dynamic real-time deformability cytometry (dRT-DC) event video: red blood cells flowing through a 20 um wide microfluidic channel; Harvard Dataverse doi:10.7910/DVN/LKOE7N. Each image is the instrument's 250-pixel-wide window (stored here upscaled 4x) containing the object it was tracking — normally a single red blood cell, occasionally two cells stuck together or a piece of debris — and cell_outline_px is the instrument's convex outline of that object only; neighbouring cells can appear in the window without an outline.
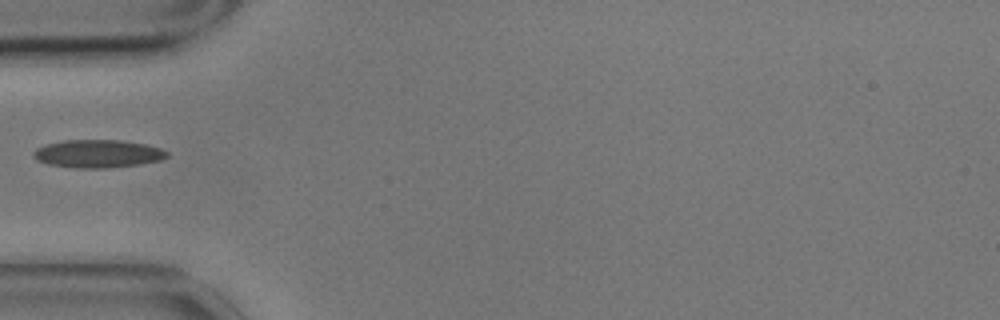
{"species": "common noctule bat (a hibernating species)", "species_latin": "Nyctalus noctula", "temperature_condition": "cold", "stored_images_in_passage": 40, "camera_frame_rate_fps": 3000, "um_per_image_px": 0.085, "animal": {"sex": "male", "body_mass_g": 17.9}, "frame": {"image": 1, "passage_image": 1, "time_ms": 0.0, "image_size_px": [1000, 320], "cell_outline_px": [[168, 156], [160, 160], [140, 164], [108, 168], [72, 168], [48, 164], [36, 160], [32, 156], [32, 152], [36, 148], [48, 144], [64, 140], [120, 140], [144, 144], [160, 148], [168, 152]], "centroid_in_image_um": [8.28, 13.07], "position_along_channel_um": 76.7, "area_um2": 21.79}}
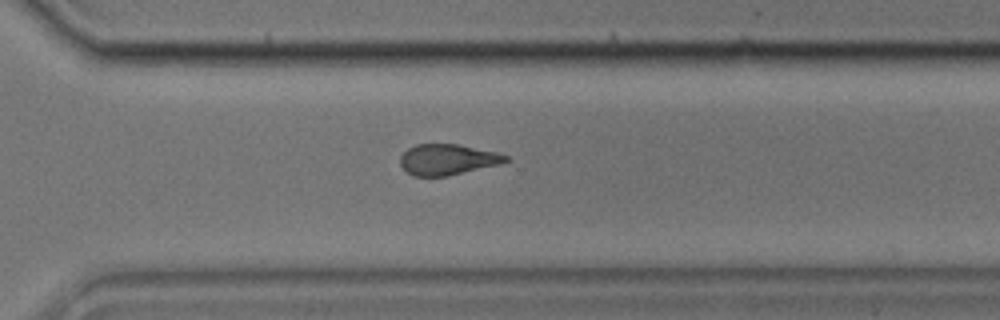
{"frame": {"image": 2, "passage_image": 23, "time_ms": 7.333, "image_size_px": [1000, 320], "cell_outline_px": [[512, 160], [500, 164], [448, 176], [412, 176], [400, 164], [400, 156], [408, 148], [416, 144], [460, 144], [496, 152], [512, 156]], "centroid_in_image_um": [38.09, 13.55], "position_along_channel_um": 332.5, "area_um2": 19.13}}
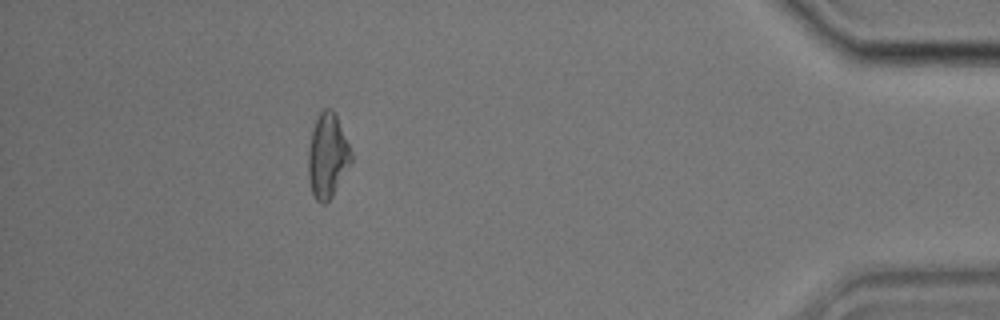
{"frame": {"image": 3, "passage_image": 34, "time_ms": 11.0, "image_size_px": [1000, 320], "cell_outline_px": [[352, 160], [332, 196], [324, 204], [320, 204], [316, 200], [312, 192], [308, 176], [308, 152], [312, 128], [320, 112], [324, 108], [332, 108], [336, 116], [352, 152]], "centroid_in_image_um": [27.82, 13.24], "position_along_channel_um": 407.4, "area_um2": 20.87}}